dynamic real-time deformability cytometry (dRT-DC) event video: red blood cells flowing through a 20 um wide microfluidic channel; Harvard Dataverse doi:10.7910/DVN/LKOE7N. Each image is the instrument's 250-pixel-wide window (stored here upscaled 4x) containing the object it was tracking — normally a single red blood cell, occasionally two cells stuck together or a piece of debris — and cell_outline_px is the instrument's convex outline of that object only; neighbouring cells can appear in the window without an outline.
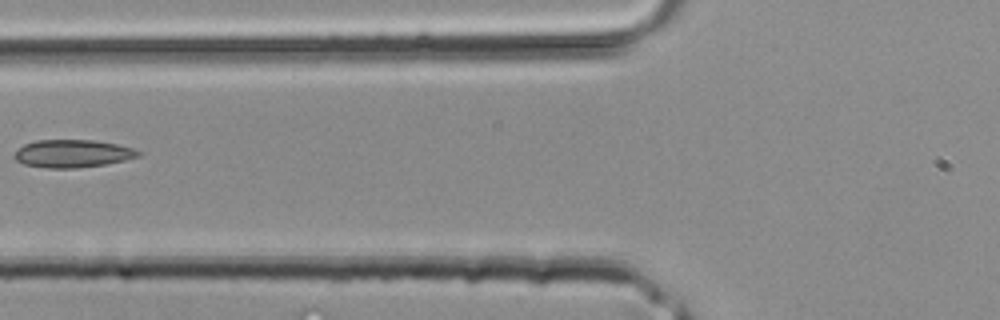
{"species": "common noctule bat (a hibernating species)", "species_latin": "Nyctalus noctula", "temperature_condition": "room temperature", "stored_images_in_passage": 4, "camera_frame_rate_fps": 3000, "um_per_image_px": 0.085, "animal": {"sex": "male", "body_mass_g": 20.4}, "frame": {"image": 1, "passage_image": 4, "time_ms": 1.0, "image_size_px": [1000, 320], "cell_outline_px": [[140, 156], [124, 160], [104, 164], [76, 168], [48, 168], [24, 164], [16, 160], [16, 148], [24, 144], [36, 140], [96, 140], [116, 144], [132, 148], [140, 152]], "centroid_in_image_um": [6.15, 13.04], "position_along_channel_um": 119.6, "area_um2": 19.88}}